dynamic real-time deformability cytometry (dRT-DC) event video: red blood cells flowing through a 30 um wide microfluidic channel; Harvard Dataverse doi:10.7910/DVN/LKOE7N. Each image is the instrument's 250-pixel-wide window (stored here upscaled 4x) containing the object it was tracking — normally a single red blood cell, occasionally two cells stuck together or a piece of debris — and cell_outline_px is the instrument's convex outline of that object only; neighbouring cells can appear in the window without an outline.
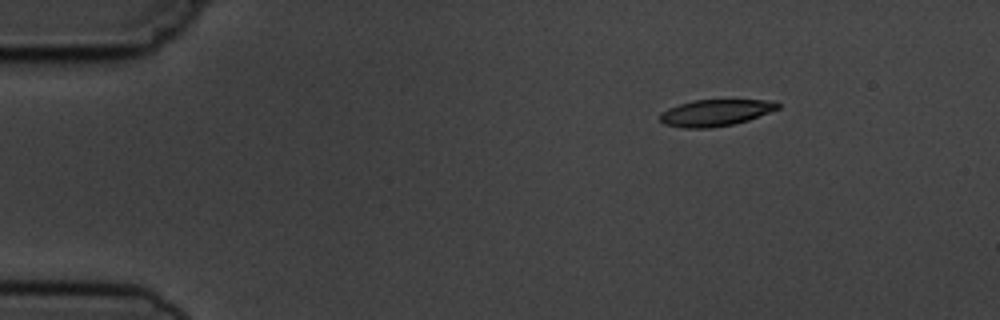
{"species": "common noctule bat (a hibernating species)", "species_latin": "Nyctalus noctula", "temperature_condition": "cold", "stored_images_in_passage": 4, "camera_frame_rate_fps": 3000, "um_per_image_px": 0.085, "animal": {"sex": "male", "body_mass_g": 19.5, "forearm_length_mm": 54.6}, "frame": {"image": 1, "passage_image": 1, "time_ms": 0.0, "image_size_px": [1000, 320], "cell_outline_px": [[780, 108], [748, 120], [732, 124], [708, 128], [684, 128], [664, 124], [660, 120], [660, 112], [668, 108], [692, 100], [776, 100], [780, 104]], "centroid_in_image_um": [60.82, 9.57], "position_along_channel_um": 24.2, "area_um2": 18.21}}
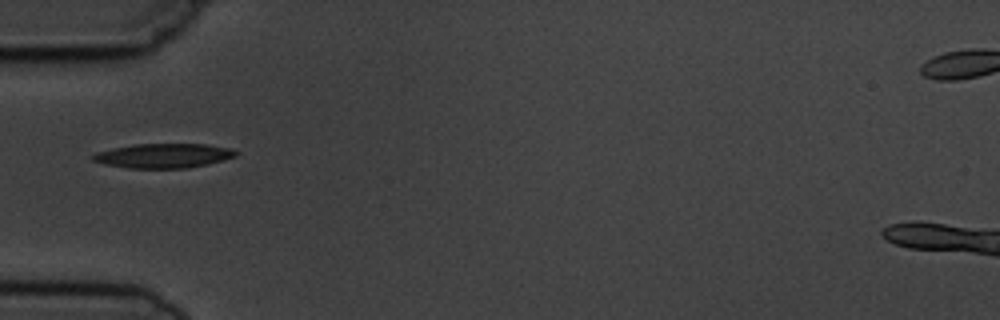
{"frame": {"image": 2, "passage_image": 4, "time_ms": 3.333, "image_size_px": [1000, 320], "cell_outline_px": [[240, 152], [236, 156], [204, 164], [184, 168], [128, 168], [108, 164], [92, 160], [92, 156], [96, 152], [112, 148], [136, 144], [204, 144], [232, 148]], "centroid_in_image_um": [13.9, 13.22], "position_along_channel_um": 71.1, "area_um2": 20.06}}